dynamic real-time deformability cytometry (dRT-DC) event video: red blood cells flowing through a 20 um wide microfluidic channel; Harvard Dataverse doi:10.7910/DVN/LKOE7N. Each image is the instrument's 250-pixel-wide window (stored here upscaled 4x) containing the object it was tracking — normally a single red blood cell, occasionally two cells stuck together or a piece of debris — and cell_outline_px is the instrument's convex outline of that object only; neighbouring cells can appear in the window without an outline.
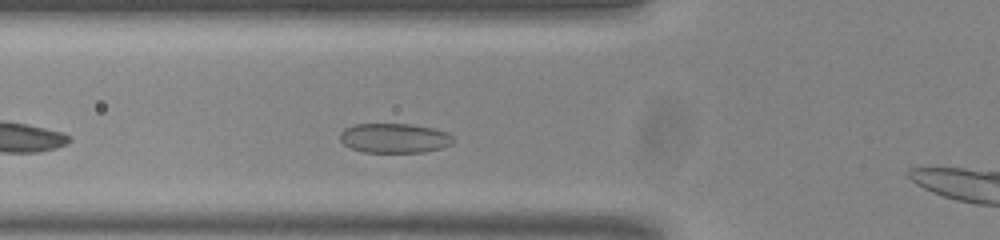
{"species": "common noctule bat (a hibernating species)", "species_latin": "Nyctalus noctula", "temperature_condition": "room temperature", "stored_images_in_passage": 30, "camera_frame_rate_fps": 3000, "um_per_image_px": 0.085, "animal": {"sex": "male", "body_mass_g": 20.0, "forearm_length_mm": 53.3}, "frame": {"image": 1, "passage_image": 6, "time_ms": 1.667, "image_size_px": [1000, 240], "cell_outline_px": [[452, 144], [440, 148], [424, 152], [364, 152], [352, 148], [344, 144], [340, 140], [340, 132], [344, 128], [356, 124], [408, 124], [432, 128], [448, 132], [452, 136]], "centroid_in_image_um": [33.51, 11.74], "position_along_channel_um": 92.3, "area_um2": 19.42}}
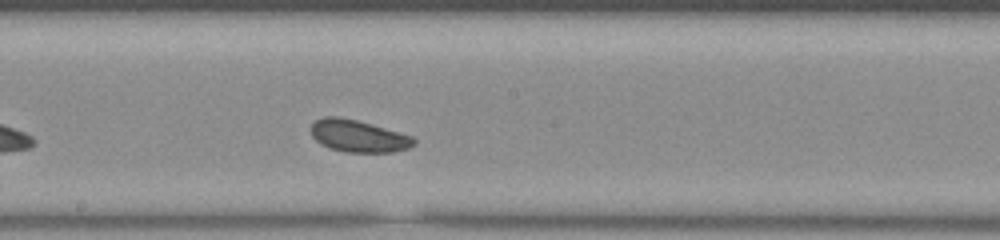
{"frame": {"image": 2, "passage_image": 16, "time_ms": 5.0, "image_size_px": [1000, 240], "cell_outline_px": [[416, 144], [408, 148], [392, 152], [344, 152], [328, 148], [320, 144], [312, 136], [312, 124], [316, 120], [324, 116], [336, 116], [356, 120], [412, 136], [416, 140]], "centroid_in_image_um": [30.44, 11.57], "position_along_channel_um": 217.8, "area_um2": 19.13}}
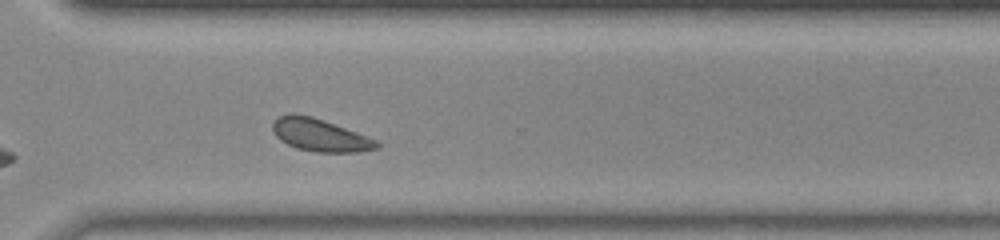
{"frame": {"image": 3, "passage_image": 26, "time_ms": 8.333, "image_size_px": [1000, 240], "cell_outline_px": [[380, 148], [360, 152], [316, 152], [296, 148], [280, 140], [276, 136], [272, 128], [272, 124], [280, 116], [312, 116], [356, 132], [376, 140], [380, 144]], "centroid_in_image_um": [27.25, 11.53], "position_along_channel_um": 343.4, "area_um2": 19.19}, "authors_computed_cell_mechanics": {"area_um2": 19.074, "velocity_mm_per_s": 3.7609, "shape_relaxation_time_tau1_ms": 3.3979, "shape_relaxation_time_tau2_ms": 1.4363, "deformation_change_tau1": 0.0569, "deformation_change_tau2": 0.0636}}